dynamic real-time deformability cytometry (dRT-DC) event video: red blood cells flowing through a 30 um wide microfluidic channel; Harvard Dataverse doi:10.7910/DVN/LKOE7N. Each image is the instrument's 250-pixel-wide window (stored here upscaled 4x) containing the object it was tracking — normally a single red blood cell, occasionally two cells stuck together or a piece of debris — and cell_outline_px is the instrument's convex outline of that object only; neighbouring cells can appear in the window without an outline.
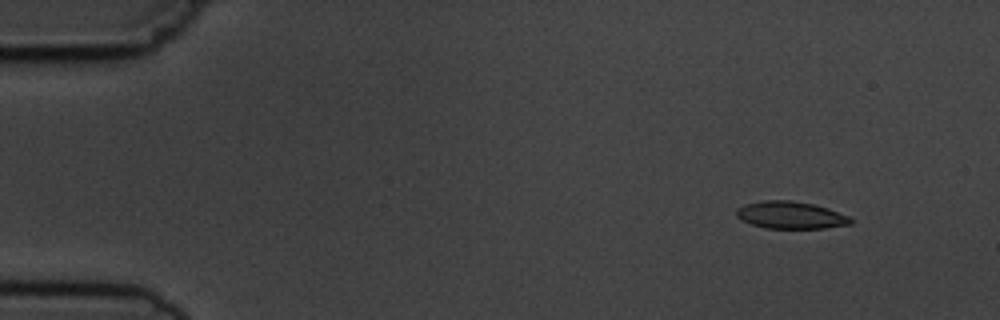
{"species": "common noctule bat (a hibernating species)", "species_latin": "Nyctalus noctula", "temperature_condition": "cold", "stored_images_in_passage": 5, "camera_frame_rate_fps": 3000, "um_per_image_px": 0.085, "animal": {"sex": "male", "body_mass_g": 19.5, "forearm_length_mm": 54.6}, "frame": {"image": 1, "passage_image": 2, "time_ms": 1.0, "image_size_px": [1000, 320], "cell_outline_px": [[852, 224], [824, 228], [764, 228], [752, 224], [736, 216], [736, 208], [744, 204], [764, 200], [788, 200], [812, 204], [828, 208], [848, 216], [852, 220]], "centroid_in_image_um": [67.19, 18.28], "position_along_channel_um": 17.8, "area_um2": 18.03}}